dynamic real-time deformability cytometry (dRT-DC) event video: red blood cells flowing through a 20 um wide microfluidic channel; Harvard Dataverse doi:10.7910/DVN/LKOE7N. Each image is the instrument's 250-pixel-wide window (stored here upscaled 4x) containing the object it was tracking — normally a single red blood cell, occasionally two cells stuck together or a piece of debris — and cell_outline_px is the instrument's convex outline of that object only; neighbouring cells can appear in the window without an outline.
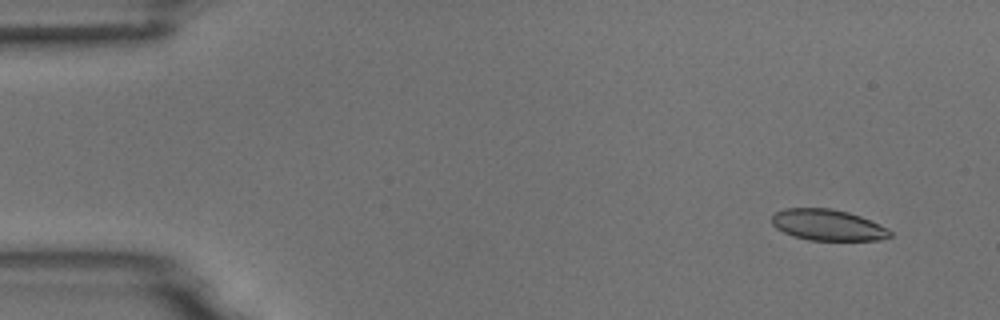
{"species": "common noctule bat (a hibernating species)", "species_latin": "Nyctalus noctula", "temperature_condition": "room temperature", "stored_images_in_passage": 51, "camera_frame_rate_fps": 3000, "um_per_image_px": 0.085, "animal": {"sex": "male", "body_mass_g": 18.8}, "frame": {"image": 1, "passage_image": 1, "time_ms": 0.0, "image_size_px": [1000, 320], "cell_outline_px": [[892, 236], [880, 240], [808, 240], [792, 236], [776, 228], [772, 224], [772, 216], [776, 212], [784, 208], [832, 208], [848, 212], [860, 216], [888, 228], [892, 232]], "centroid_in_image_um": [70.36, 19.12], "position_along_channel_um": 14.6, "area_um2": 21.5}}
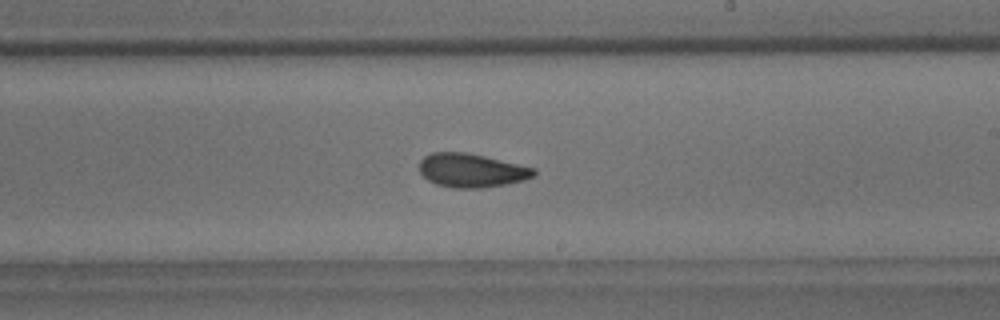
{"frame": {"image": 2, "passage_image": 29, "time_ms": 9.333, "image_size_px": [1000, 320], "cell_outline_px": [[536, 172], [532, 176], [524, 180], [508, 184], [480, 188], [452, 188], [436, 184], [428, 180], [420, 172], [420, 160], [424, 156], [432, 152], [468, 152], [536, 168]], "centroid_in_image_um": [40.07, 14.48], "position_along_channel_um": 248.9, "area_um2": 22.6}}
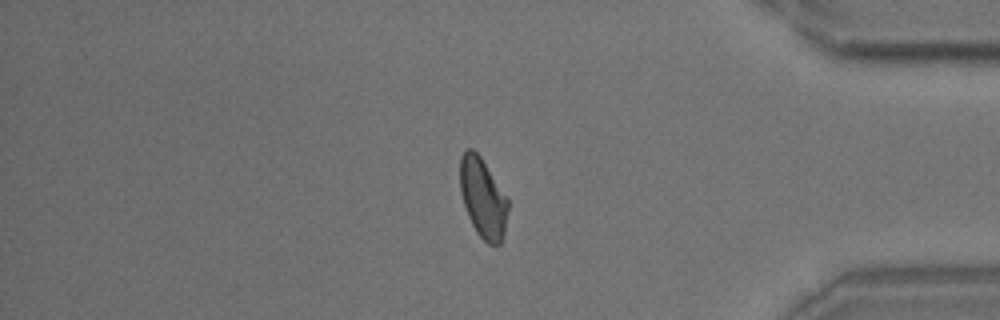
{"frame": {"image": 3, "passage_image": 43, "time_ms": 14.0, "image_size_px": [1000, 320], "cell_outline_px": [[508, 208], [504, 232], [500, 244], [488, 244], [476, 232], [468, 216], [460, 192], [460, 156], [468, 148], [472, 148], [480, 156], [508, 200]], "centroid_in_image_um": [41.02, 16.83], "position_along_channel_um": 394.2, "area_um2": 21.91}, "authors_computed_cell_mechanics": {"area_um2": 22.4842, "velocity_mm_per_s": 3.692, "shape_relaxation_time_tau1_ms": 5.854, "shape_relaxation_time_tau2_ms": 2.5618, "deformation_change_tau1": 0.1451, "deformation_change_tau2": 0.0868}}